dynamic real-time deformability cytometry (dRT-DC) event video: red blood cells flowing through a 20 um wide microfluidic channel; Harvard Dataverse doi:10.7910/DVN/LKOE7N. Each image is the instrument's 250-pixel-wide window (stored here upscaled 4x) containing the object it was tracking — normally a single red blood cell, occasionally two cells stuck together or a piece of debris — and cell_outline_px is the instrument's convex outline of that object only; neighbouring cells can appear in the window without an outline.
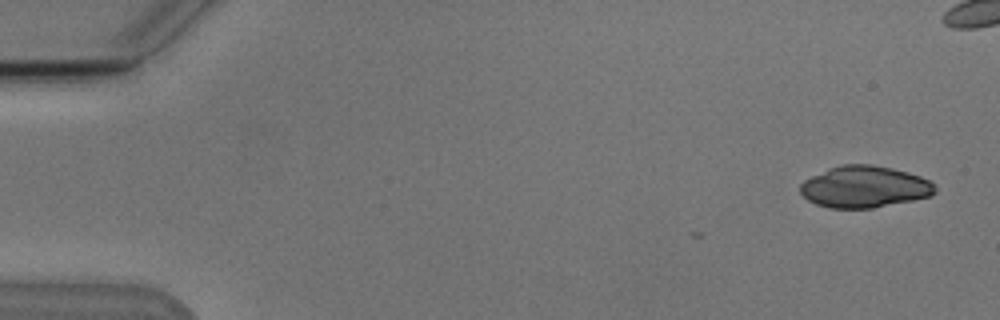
{"species": "Egyptian fruit bat (a non-hibernating species)", "species_latin": "Rousettus aegyptiacus", "temperature_condition": "cold", "stored_images_in_passage": 2, "camera_frame_rate_fps": 3000, "um_per_image_px": 0.085, "animal": {"sex": "male"}, "frame": {"image": 1, "passage_image": 2, "time_ms": 1.333, "image_size_px": [1000, 320], "cell_outline_px": [[936, 192], [932, 196], [872, 208], [832, 208], [816, 204], [808, 200], [800, 192], [800, 184], [804, 180], [828, 168], [840, 164], [872, 164], [892, 168], [908, 172], [920, 176], [936, 184]], "centroid_in_image_um": [73.49, 15.87], "position_along_channel_um": 11.5, "area_um2": 32.83}}